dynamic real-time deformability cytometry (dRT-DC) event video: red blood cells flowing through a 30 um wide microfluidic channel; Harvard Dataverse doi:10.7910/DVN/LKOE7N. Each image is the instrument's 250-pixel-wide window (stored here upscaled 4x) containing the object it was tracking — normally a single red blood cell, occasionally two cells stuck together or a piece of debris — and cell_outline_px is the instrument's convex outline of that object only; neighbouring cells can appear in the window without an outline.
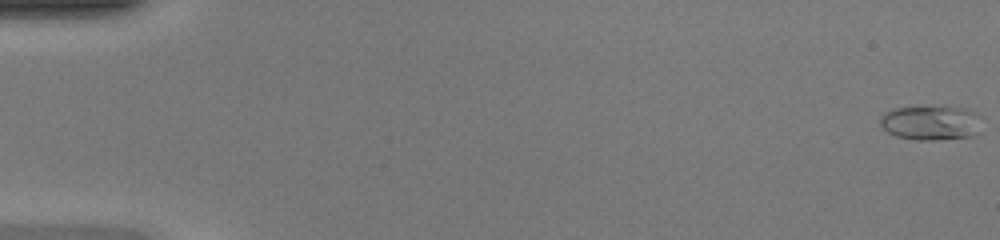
{"species": "common noctule bat (a hibernating species)", "species_latin": "Nyctalus noctula", "temperature_condition": "warm", "stored_images_in_passage": 49, "camera_frame_rate_fps": 3000, "um_per_image_px": 0.085, "animal": {"sex": "female", "body_mass_g": 20.0, "forearm_length_mm": 54.0}, "frame": {"image": 1, "passage_image": 1, "time_ms": 0.0, "image_size_px": [1000, 240], "cell_outline_px": [[984, 116], [980, 132], [972, 136], [932, 140], [916, 140], [896, 136], [888, 132], [880, 124], [880, 116], [884, 112], [892, 108], [968, 108]], "centroid_in_image_um": [79.2, 10.45], "position_along_channel_um": 5.8, "area_um2": 20.58}}
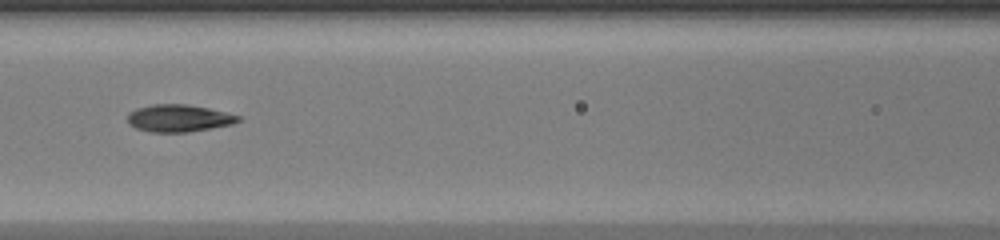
{"frame": {"image": 2, "passage_image": 23, "time_ms": 7.333, "image_size_px": [1000, 240], "cell_outline_px": [[244, 120], [232, 124], [188, 132], [152, 132], [136, 128], [128, 124], [128, 112], [136, 108], [152, 104], [188, 104], [208, 108], [240, 116]], "centroid_in_image_um": [15.19, 10.04], "position_along_channel_um": 151.4, "area_um2": 17.63}}
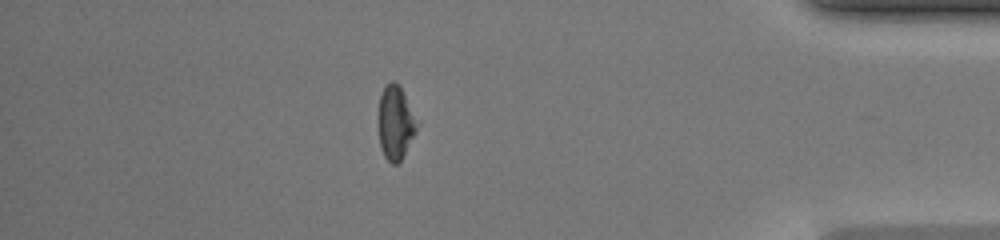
{"frame": {"image": 3, "passage_image": 43, "time_ms": 14.0, "image_size_px": [1000, 240], "cell_outline_px": [[420, 124], [416, 132], [400, 160], [396, 164], [392, 164], [384, 156], [380, 148], [376, 120], [376, 116], [380, 96], [384, 84], [392, 80], [396, 80]], "centroid_in_image_um": [33.57, 10.39], "position_along_channel_um": 401.6, "area_um2": 17.11}, "authors_computed_cell_mechanics": {"area_um2": 17.5134, "velocity_mm_per_s": 4.3082, "shape_relaxation_time_tau1_ms": 6.6051, "shape_relaxation_time_tau2_ms": 1.4107, "deformation_change_tau1": 0.2061, "deformation_change_tau2": 0.0786}}